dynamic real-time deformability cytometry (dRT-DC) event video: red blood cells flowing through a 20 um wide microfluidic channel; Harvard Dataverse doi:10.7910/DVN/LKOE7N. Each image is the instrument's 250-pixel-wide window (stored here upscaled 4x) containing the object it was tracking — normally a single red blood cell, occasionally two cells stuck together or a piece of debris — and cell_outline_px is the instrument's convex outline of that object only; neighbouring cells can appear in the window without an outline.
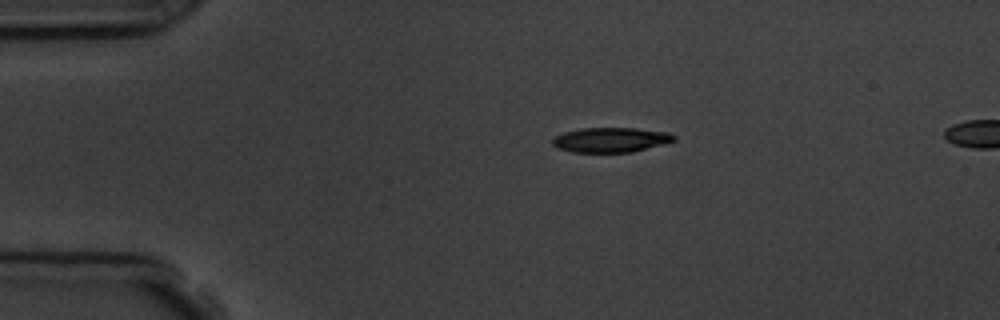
{"species": "common noctule bat (a hibernating species)", "species_latin": "Nyctalus noctula", "temperature_condition": "room temperature", "stored_images_in_passage": 3, "segment_of_instrument_passage": [1, 2], "camera_frame_rate_fps": 3000, "um_per_image_px": 0.085, "animal": {"sex": "male", "body_mass_g": 19.5, "forearm_length_mm": 54.6}, "frame": {"image": 1, "passage_image": 1, "time_ms": 0.0, "image_size_px": [1000, 320], "cell_outline_px": [[676, 140], [632, 152], [572, 152], [556, 148], [552, 144], [552, 140], [556, 136], [564, 132], [580, 128], [636, 128], [668, 132], [676, 136]], "centroid_in_image_um": [51.89, 11.88], "position_along_channel_um": 33.1, "area_um2": 17.51}}